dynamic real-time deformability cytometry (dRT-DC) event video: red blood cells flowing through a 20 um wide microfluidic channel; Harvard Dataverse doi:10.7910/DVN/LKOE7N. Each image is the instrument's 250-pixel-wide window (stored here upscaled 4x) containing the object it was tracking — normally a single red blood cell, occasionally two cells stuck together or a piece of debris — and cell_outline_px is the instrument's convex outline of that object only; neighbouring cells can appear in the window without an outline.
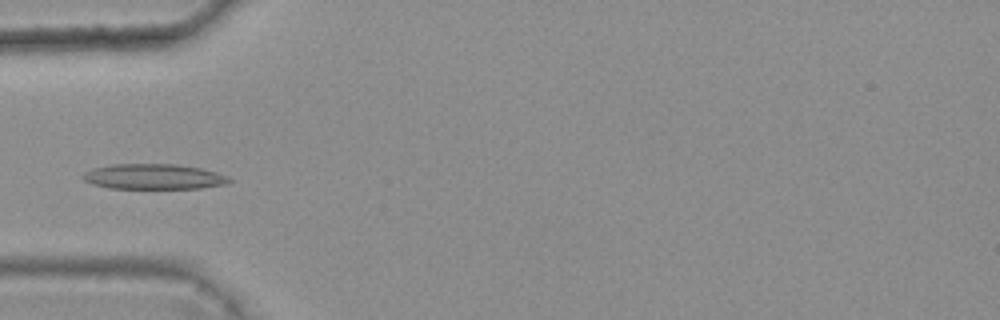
{"species": "common noctule bat (a hibernating species)", "species_latin": "Nyctalus noctula", "temperature_condition": "warm", "stored_images_in_passage": 3, "camera_frame_rate_fps": 3000, "um_per_image_px": 0.085, "animal": {"sex": "female", "body_mass_g": 25.1}, "frame": {"image": 1, "passage_image": 3, "time_ms": 0.667, "image_size_px": [1000, 320], "cell_outline_px": [[232, 180], [224, 184], [200, 188], [108, 188], [92, 184], [84, 180], [80, 176], [84, 172], [92, 168], [112, 164], [176, 164], [200, 168], [216, 172], [228, 176]], "centroid_in_image_um": [13.01, 15.01], "position_along_channel_um": 72.0, "area_um2": 21.56}}